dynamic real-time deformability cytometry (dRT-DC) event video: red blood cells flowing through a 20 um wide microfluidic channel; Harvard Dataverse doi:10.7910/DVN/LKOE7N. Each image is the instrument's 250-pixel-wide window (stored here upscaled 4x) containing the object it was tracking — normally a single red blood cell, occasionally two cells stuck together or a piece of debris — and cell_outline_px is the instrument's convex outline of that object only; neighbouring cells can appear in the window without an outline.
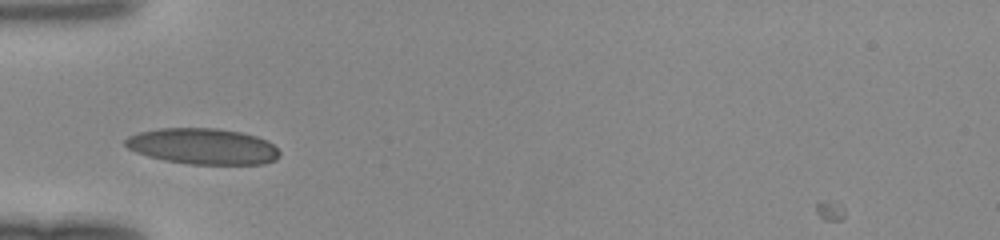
{"species": "human", "species_latin": "Homo sapiens", "temperature_condition": "room temperature", "stored_images_in_passage": 25, "camera_frame_rate_fps": 3000, "um_per_image_px": 0.085, "donor": {"sex": "female"}, "frame": {"image": 1, "passage_image": 1, "time_ms": 0.0, "image_size_px": [1000, 240], "cell_outline_px": [[280, 156], [276, 160], [264, 164], [188, 164], [164, 160], [148, 156], [136, 152], [128, 148], [124, 144], [124, 140], [128, 136], [140, 132], [160, 128], [216, 128], [240, 132], [256, 136], [272, 144], [280, 152]], "centroid_in_image_um": [17.23, 12.44], "position_along_channel_um": 67.8, "area_um2": 32.31}}
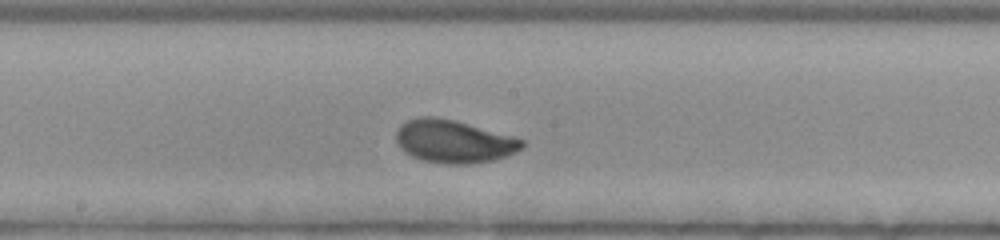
{"frame": {"image": 2, "passage_image": 11, "time_ms": 3.333, "image_size_px": [1000, 240], "cell_outline_px": [[524, 148], [508, 156], [492, 160], [472, 164], [444, 164], [420, 160], [404, 152], [400, 148], [396, 140], [396, 132], [400, 124], [408, 120], [420, 116], [436, 116], [456, 120], [512, 136], [524, 140]], "centroid_in_image_um": [38.56, 12.02], "position_along_channel_um": 209.6, "area_um2": 31.85}}
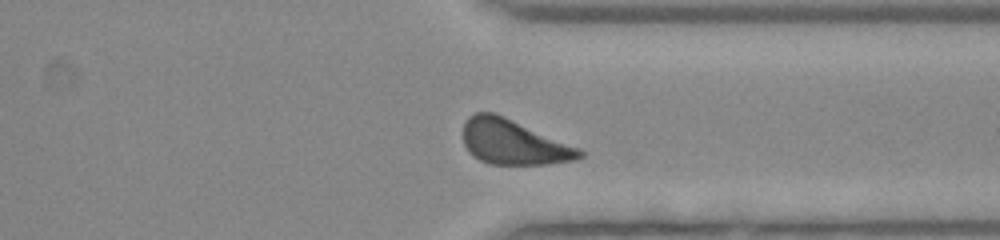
{"frame": {"image": 3, "passage_image": 22, "time_ms": 7.0, "image_size_px": [1000, 240], "cell_outline_px": [[584, 156], [576, 160], [544, 164], [488, 164], [472, 156], [468, 152], [464, 144], [464, 124], [468, 116], [476, 112], [492, 112], [504, 116], [580, 148], [584, 152]], "centroid_in_image_um": [43.64, 12.09], "position_along_channel_um": 367.8, "area_um2": 30.46}}